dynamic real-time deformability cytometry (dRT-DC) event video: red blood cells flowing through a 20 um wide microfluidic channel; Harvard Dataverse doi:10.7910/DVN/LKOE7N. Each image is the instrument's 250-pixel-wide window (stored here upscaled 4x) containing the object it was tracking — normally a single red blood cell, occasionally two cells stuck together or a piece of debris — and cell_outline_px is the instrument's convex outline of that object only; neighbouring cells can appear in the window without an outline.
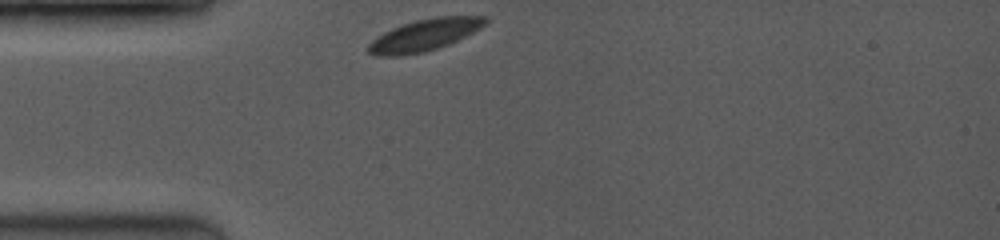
{"species": "common noctule bat (a hibernating species)", "species_latin": "Nyctalus noctula", "temperature_condition": "room temperature", "stored_images_in_passage": 35, "camera_frame_rate_fps": 3500, "um_per_image_px": 0.085, "animal": {"sex": "female", "body_mass_g": 19.0, "forearm_length_mm": 53.3}, "frame": {"image": 1, "passage_image": 1, "time_ms": 0.0, "image_size_px": [1000, 240], "cell_outline_px": [[488, 20], [480, 28], [448, 44], [424, 52], [396, 56], [376, 56], [368, 52], [368, 44], [376, 36], [392, 28], [416, 20], [432, 16], [488, 16]], "centroid_in_image_um": [36.05, 2.97], "position_along_channel_um": 49.0, "area_um2": 21.44}}
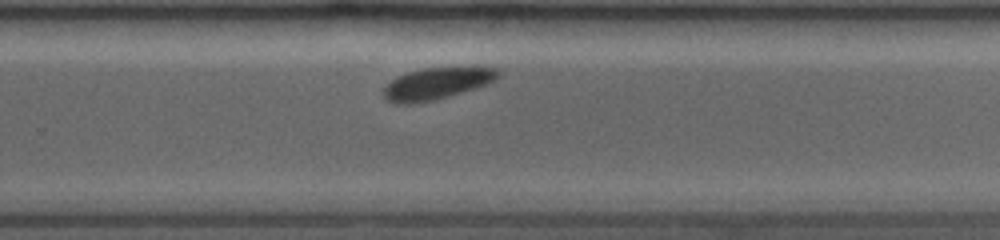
{"frame": {"image": 2, "passage_image": 24, "time_ms": 6.571, "image_size_px": [1000, 240], "cell_outline_px": [[500, 76], [488, 84], [436, 100], [412, 104], [392, 104], [380, 92], [396, 76], [408, 72], [424, 68], [492, 68], [500, 72]], "centroid_in_image_um": [37.05, 7.13], "position_along_channel_um": 292.8, "area_um2": 21.04}}
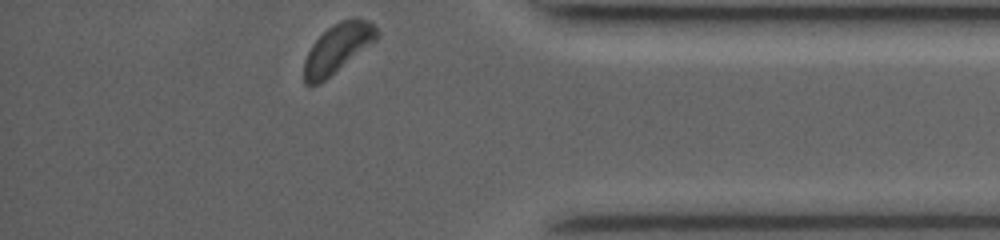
{"frame": {"image": 3, "passage_image": 35, "time_ms": 9.714, "image_size_px": [1000, 240], "cell_outline_px": [[380, 36], [376, 40], [320, 84], [304, 84], [304, 60], [312, 44], [332, 24], [340, 20], [356, 16], [368, 20], [380, 32]], "centroid_in_image_um": [28.71, 4.07], "position_along_channel_um": 406.5, "area_um2": 20.81}}